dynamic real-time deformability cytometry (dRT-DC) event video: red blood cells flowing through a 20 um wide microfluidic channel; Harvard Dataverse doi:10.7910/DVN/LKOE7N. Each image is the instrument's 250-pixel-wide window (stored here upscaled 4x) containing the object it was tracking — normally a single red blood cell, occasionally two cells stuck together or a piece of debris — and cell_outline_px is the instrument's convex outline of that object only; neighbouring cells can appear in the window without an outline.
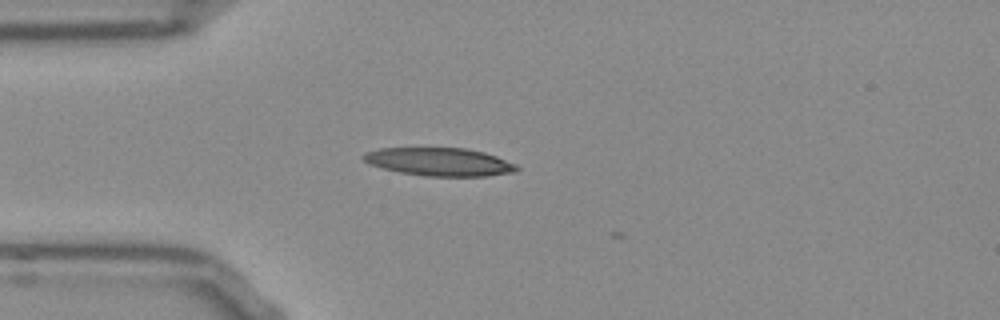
{"species": "Egyptian fruit bat (a non-hibernating species)", "species_latin": "Rousettus aegyptiacus", "temperature_condition": "room temperature", "stored_images_in_passage": 3, "camera_frame_rate_fps": 3000, "um_per_image_px": 0.085, "frame": {"image": 1, "passage_image": 1, "time_ms": 0.0, "image_size_px": [1000, 320], "cell_outline_px": [[520, 168], [516, 172], [488, 176], [424, 176], [400, 172], [368, 164], [360, 156], [364, 152], [380, 148], [464, 148], [484, 152], [496, 156], [516, 164]], "centroid_in_image_um": [37.35, 13.75], "position_along_channel_um": 47.6, "area_um2": 25.2}}